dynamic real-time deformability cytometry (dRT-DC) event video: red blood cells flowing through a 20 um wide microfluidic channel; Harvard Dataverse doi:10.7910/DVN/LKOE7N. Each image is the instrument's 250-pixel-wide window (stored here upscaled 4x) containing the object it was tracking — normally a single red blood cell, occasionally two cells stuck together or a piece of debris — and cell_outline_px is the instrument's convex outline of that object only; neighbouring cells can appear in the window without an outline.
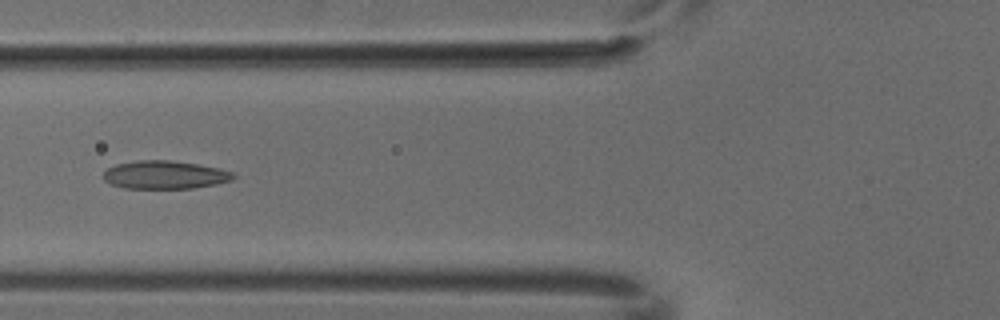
{"species": "common noctule bat (a hibernating species)", "species_latin": "Nyctalus noctula", "temperature_condition": "cold", "stored_images_in_passage": 6, "camera_frame_rate_fps": 3000, "um_per_image_px": 0.085, "animal": {"sex": "male", "body_mass_g": 18.8}, "frame": {"image": 1, "passage_image": 6, "time_ms": 1.667, "image_size_px": [1000, 320], "cell_outline_px": [[236, 176], [232, 180], [216, 184], [192, 188], [124, 188], [112, 184], [104, 180], [104, 172], [108, 168], [116, 164], [136, 160], [172, 160], [220, 168], [236, 172]], "centroid_in_image_um": [14.05, 14.85], "position_along_channel_um": 111.8, "area_um2": 21.39}}